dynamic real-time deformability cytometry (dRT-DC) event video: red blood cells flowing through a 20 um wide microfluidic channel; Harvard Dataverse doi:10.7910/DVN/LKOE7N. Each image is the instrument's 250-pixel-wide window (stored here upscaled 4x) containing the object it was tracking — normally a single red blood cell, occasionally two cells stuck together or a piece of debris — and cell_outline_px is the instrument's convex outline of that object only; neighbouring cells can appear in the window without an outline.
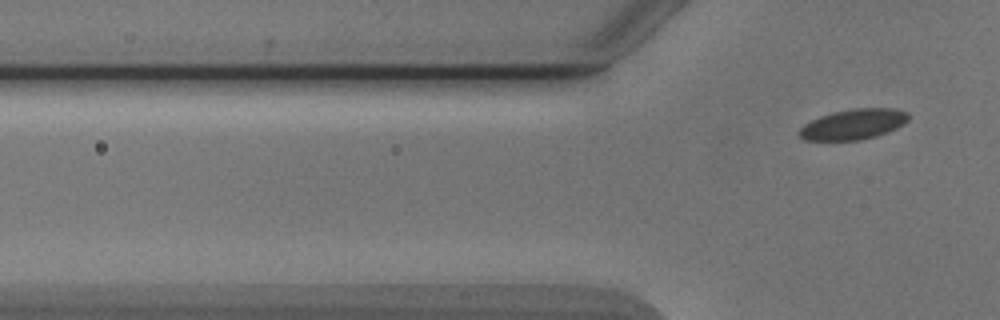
{"species": "Egyptian fruit bat (a non-hibernating species)", "species_latin": "Rousettus aegyptiacus", "temperature_condition": "cold", "stored_images_in_passage": 5, "camera_frame_rate_fps": 3000, "um_per_image_px": 0.085, "animal": {"sex": "male"}, "frame": {"image": 1, "passage_image": 5, "time_ms": 5.667, "image_size_px": [1000, 320], "cell_outline_px": [[908, 120], [904, 124], [896, 128], [876, 136], [860, 140], [804, 140], [796, 132], [804, 124], [820, 116], [832, 112], [852, 108], [896, 108], [908, 112]], "centroid_in_image_um": [72.53, 10.55], "position_along_channel_um": 53.3, "area_um2": 19.42}}